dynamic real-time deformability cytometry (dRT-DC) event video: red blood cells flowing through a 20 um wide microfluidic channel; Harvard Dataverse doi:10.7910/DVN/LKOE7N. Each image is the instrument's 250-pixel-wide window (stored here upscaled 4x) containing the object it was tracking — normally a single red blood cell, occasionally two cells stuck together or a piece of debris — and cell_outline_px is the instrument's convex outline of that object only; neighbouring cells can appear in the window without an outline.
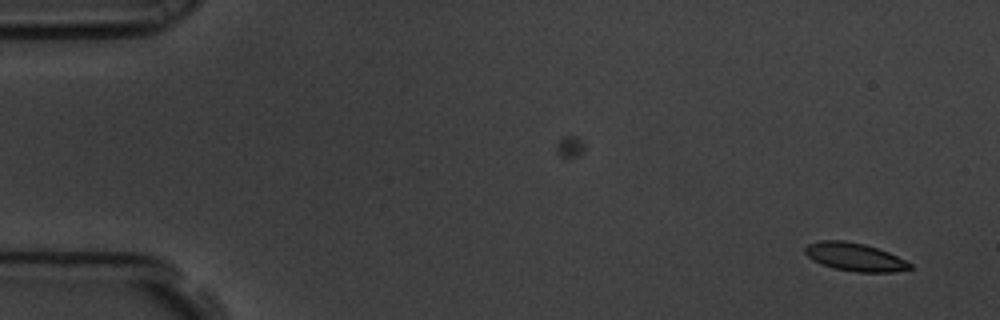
{"species": "common noctule bat (a hibernating species)", "species_latin": "Nyctalus noctula", "temperature_condition": "room temperature", "stored_images_in_passage": 10, "camera_frame_rate_fps": 3000, "um_per_image_px": 0.085, "animal": {"sex": "male", "body_mass_g": 19.5, "forearm_length_mm": 54.6}, "frame": {"image": 1, "passage_image": 1, "time_ms": 0.0, "image_size_px": [1000, 320], "cell_outline_px": [[912, 268], [896, 272], [856, 272], [836, 268], [812, 260], [804, 252], [804, 248], [808, 244], [820, 240], [844, 240], [864, 244], [888, 252], [912, 264]], "centroid_in_image_um": [72.65, 21.83], "position_along_channel_um": 12.4, "area_um2": 16.99}}
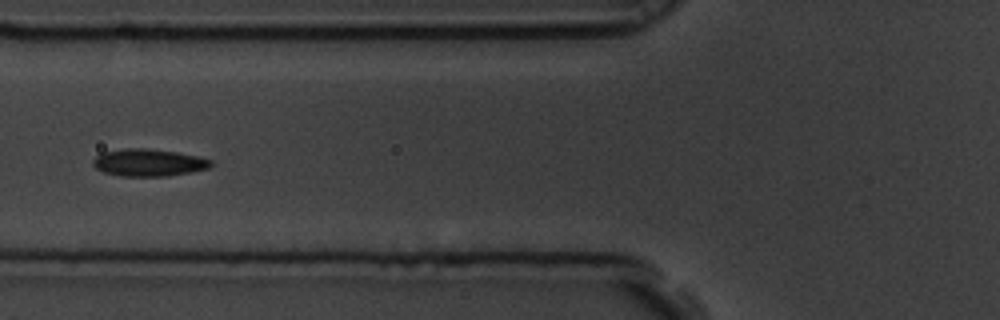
{"frame": {"image": 2, "passage_image": 6, "time_ms": 1.667, "image_size_px": [1000, 320], "cell_outline_px": [[212, 164], [208, 168], [192, 172], [168, 176], [120, 176], [104, 172], [96, 168], [92, 164], [92, 160], [100, 152], [124, 148], [144, 148], [176, 152], [200, 156], [212, 160]], "centroid_in_image_um": [12.62, 13.81], "position_along_channel_um": 113.2, "area_um2": 18.9}}
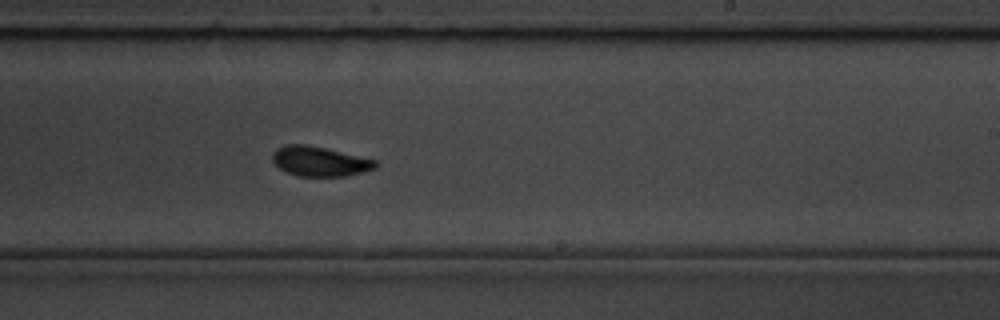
{"frame": {"image": 3, "passage_image": 10, "time_ms": 3.0, "image_size_px": [1000, 320], "cell_outline_px": [[380, 164], [376, 168], [364, 172], [348, 176], [296, 176], [280, 168], [272, 160], [272, 152], [276, 148], [288, 144], [304, 144], [324, 148], [376, 160]], "centroid_in_image_um": [27.19, 13.72], "position_along_channel_um": 261.8, "area_um2": 17.86}}